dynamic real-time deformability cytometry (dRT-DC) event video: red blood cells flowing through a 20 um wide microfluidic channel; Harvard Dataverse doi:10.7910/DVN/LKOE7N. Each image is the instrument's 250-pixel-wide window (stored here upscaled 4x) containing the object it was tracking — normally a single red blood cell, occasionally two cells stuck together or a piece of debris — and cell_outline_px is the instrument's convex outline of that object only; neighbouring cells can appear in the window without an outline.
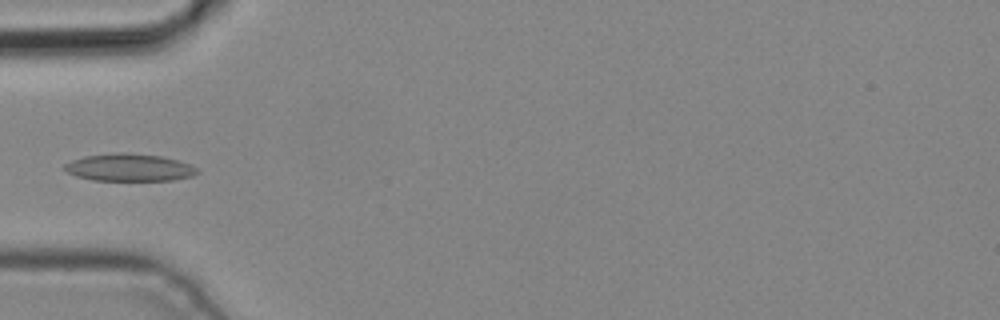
{"species": "common noctule bat (a hibernating species)", "species_latin": "Nyctalus noctula", "temperature_condition": "cold", "stored_images_in_passage": 4, "camera_frame_rate_fps": 3000, "um_per_image_px": 0.085, "animal": {"sex": "male", "body_mass_g": 19.2, "forearm_length_mm": 51.8}, "frame": {"image": 1, "passage_image": 3, "time_ms": 0.667, "image_size_px": [1000, 320], "cell_outline_px": [[200, 172], [192, 176], [172, 180], [92, 180], [76, 176], [68, 172], [64, 168], [64, 164], [72, 160], [84, 156], [116, 152], [124, 152], [160, 156], [176, 160], [188, 164], [196, 168]], "centroid_in_image_um": [10.96, 14.23], "position_along_channel_um": 74.0, "area_um2": 21.04}}
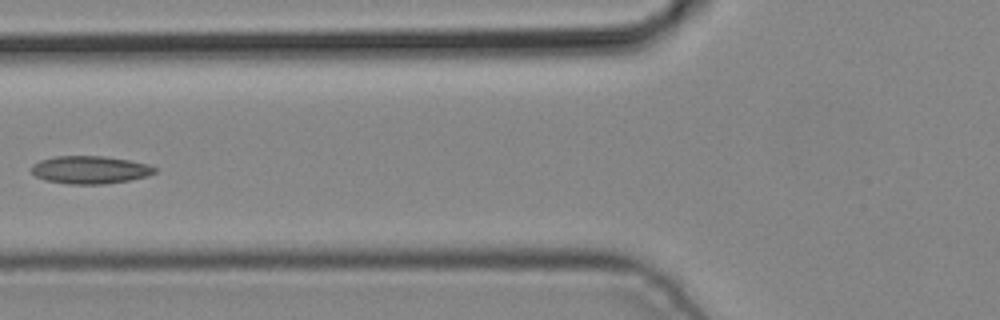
{"frame": {"image": 2, "passage_image": 4, "time_ms": 1.0, "image_size_px": [1000, 320], "cell_outline_px": [[156, 172], [148, 176], [128, 180], [104, 184], [68, 184], [44, 180], [36, 176], [32, 172], [32, 164], [40, 160], [56, 156], [104, 156], [128, 160], [148, 164], [156, 168]], "centroid_in_image_um": [7.64, 14.43], "position_along_channel_um": 118.2, "area_um2": 19.94}}